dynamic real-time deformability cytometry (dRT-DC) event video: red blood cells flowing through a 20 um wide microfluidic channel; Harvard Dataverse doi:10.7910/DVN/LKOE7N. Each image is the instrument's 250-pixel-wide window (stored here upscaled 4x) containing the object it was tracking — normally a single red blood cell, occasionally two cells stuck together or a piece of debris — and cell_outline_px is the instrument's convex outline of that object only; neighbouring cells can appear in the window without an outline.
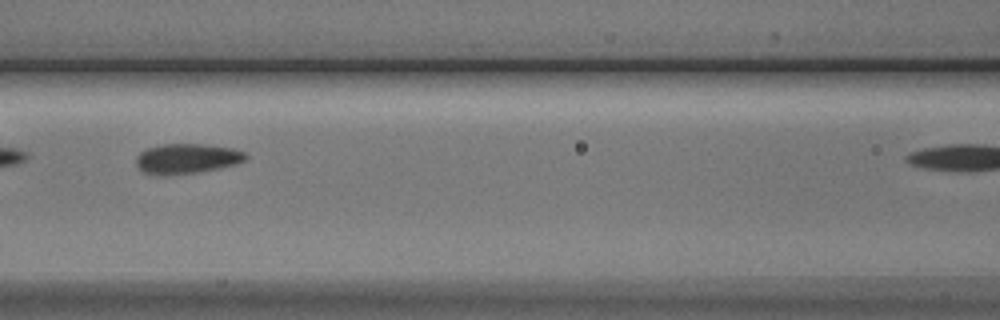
{"species": "Egyptian fruit bat (a non-hibernating species)", "species_latin": "Rousettus aegyptiacus", "temperature_condition": "cold", "stored_images_in_passage": 10, "camera_frame_rate_fps": 3000, "um_per_image_px": 0.085, "animal": {"sex": "male"}, "frame": {"image": 1, "passage_image": 8, "time_ms": 9.0, "image_size_px": [1000, 320], "cell_outline_px": [[248, 156], [244, 160], [236, 164], [220, 168], [196, 172], [168, 176], [156, 176], [144, 172], [136, 164], [136, 156], [140, 152], [148, 148], [164, 144], [204, 144], [232, 148], [244, 152]], "centroid_in_image_um": [15.86, 13.49], "position_along_channel_um": 150.7, "area_um2": 19.25}}
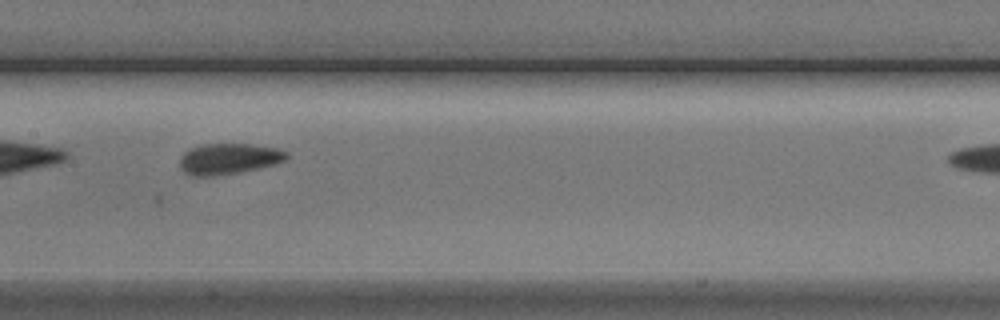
{"frame": {"image": 2, "passage_image": 9, "time_ms": 10.0, "image_size_px": [1000, 320], "cell_outline_px": [[288, 156], [284, 160], [272, 164], [256, 168], [236, 172], [212, 176], [192, 176], [184, 172], [180, 168], [180, 156], [184, 152], [200, 144], [252, 144], [276, 148], [288, 152]], "centroid_in_image_um": [19.39, 13.48], "position_along_channel_um": 188.0, "area_um2": 18.96}}